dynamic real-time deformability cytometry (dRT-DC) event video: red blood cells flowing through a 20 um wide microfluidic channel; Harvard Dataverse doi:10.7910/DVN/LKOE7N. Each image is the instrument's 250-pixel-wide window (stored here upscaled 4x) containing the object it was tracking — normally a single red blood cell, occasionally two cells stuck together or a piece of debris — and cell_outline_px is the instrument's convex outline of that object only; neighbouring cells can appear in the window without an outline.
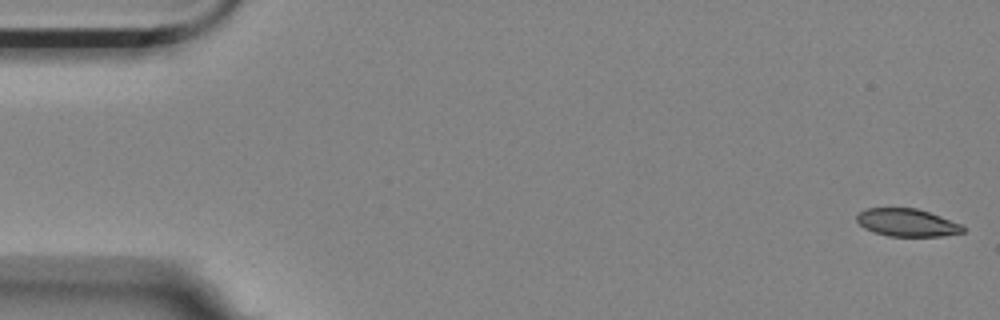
{"species": "Egyptian fruit bat (a non-hibernating species)", "species_latin": "Rousettus aegyptiacus", "temperature_condition": "room temperature", "stored_images_in_passage": 57, "camera_frame_rate_fps": 3000, "um_per_image_px": 0.085, "animal": {"sex": "female"}, "frame": {"image": 1, "passage_image": 1, "time_ms": 0.0, "image_size_px": [1000, 320], "cell_outline_px": [[964, 232], [944, 236], [888, 236], [864, 228], [856, 220], [856, 216], [864, 208], [916, 208], [940, 216], [960, 224], [964, 228]], "centroid_in_image_um": [77.08, 18.92], "position_along_channel_um": 7.9, "area_um2": 16.99}}
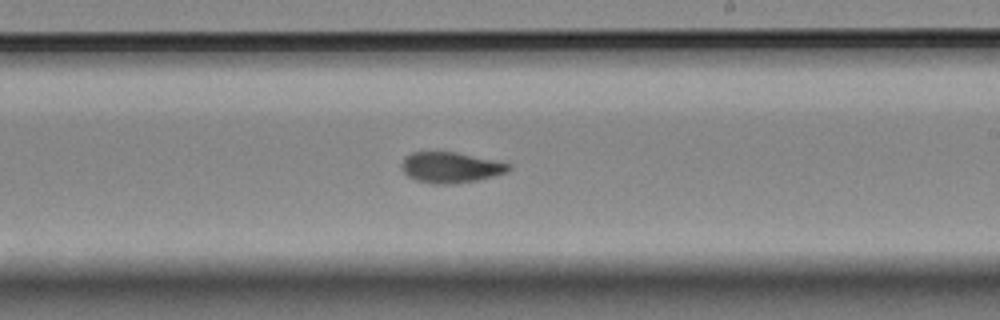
{"frame": {"image": 2, "passage_image": 33, "time_ms": 10.667, "image_size_px": [1000, 320], "cell_outline_px": [[512, 168], [508, 172], [476, 180], [452, 184], [432, 184], [416, 180], [408, 176], [404, 172], [400, 164], [404, 156], [412, 152], [456, 152], [512, 164]], "centroid_in_image_um": [38.29, 14.23], "position_along_channel_um": 250.7, "area_um2": 19.19}}
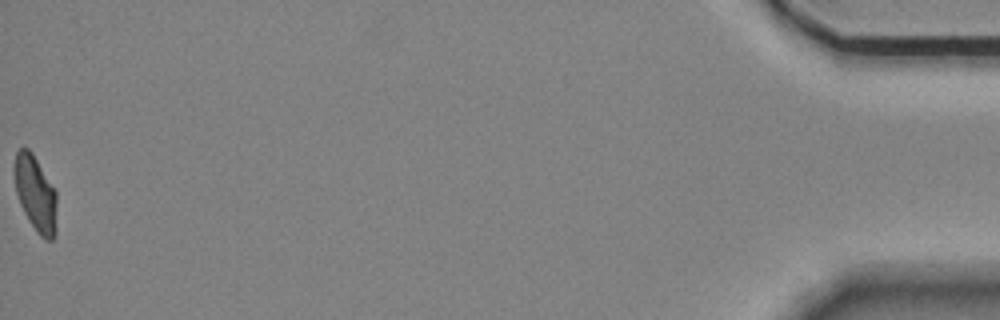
{"frame": {"image": 3, "passage_image": 57, "time_ms": 18.667, "image_size_px": [1000, 320], "cell_outline_px": [[56, 236], [52, 240], [48, 240], [40, 236], [36, 232], [28, 220], [20, 204], [16, 192], [12, 172], [16, 152], [20, 148], [28, 148], [32, 152], [56, 192]], "centroid_in_image_um": [2.99, 16.47], "position_along_channel_um": 432.2, "area_um2": 18.9}, "authors_computed_cell_mechanics": {"area_um2": 19.0162, "velocity_mm_per_s": 3.5005, "shape_relaxation_time_tau1_ms": 5.8977, "shape_relaxation_time_tau2_ms": 2.4038, "deformation_change_tau1": 0.1751, "deformation_change_tau2": 0.0795}}